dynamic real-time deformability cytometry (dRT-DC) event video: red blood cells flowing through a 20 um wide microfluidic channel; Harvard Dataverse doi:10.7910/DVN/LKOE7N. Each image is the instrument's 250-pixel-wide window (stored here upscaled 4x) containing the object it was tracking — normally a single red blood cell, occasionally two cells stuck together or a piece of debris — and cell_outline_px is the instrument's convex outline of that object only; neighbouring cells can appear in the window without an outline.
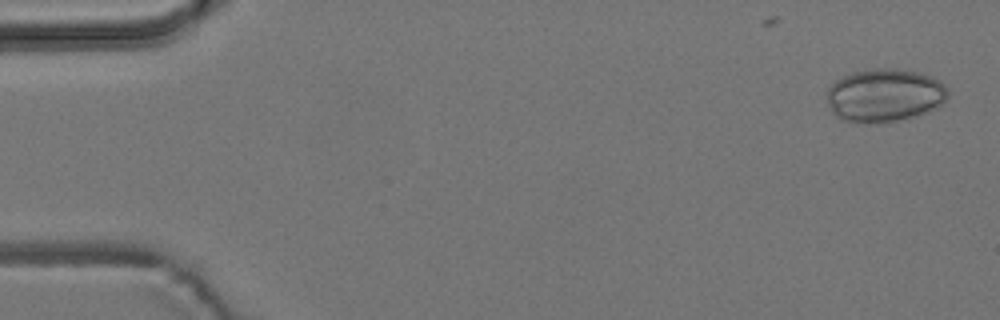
{"species": "common noctule bat (a hibernating species)", "species_latin": "Nyctalus noctula", "temperature_condition": "room temperature", "stored_images_in_passage": 6, "camera_frame_rate_fps": 3000, "um_per_image_px": 0.085, "animal": {"sex": "male", "body_mass_g": 19.2, "forearm_length_mm": 51.8}, "frame": {"image": 1, "passage_image": 1, "time_ms": 0.0, "image_size_px": [1000, 320], "cell_outline_px": [[948, 96], [944, 104], [928, 112], [916, 116], [880, 124], [864, 124], [840, 120], [832, 112], [828, 104], [828, 88], [836, 80], [852, 72], [872, 68], [896, 68], [916, 72], [932, 76], [940, 80], [948, 88]], "centroid_in_image_um": [75.21, 8.12], "position_along_channel_um": 9.8, "area_um2": 38.21}}